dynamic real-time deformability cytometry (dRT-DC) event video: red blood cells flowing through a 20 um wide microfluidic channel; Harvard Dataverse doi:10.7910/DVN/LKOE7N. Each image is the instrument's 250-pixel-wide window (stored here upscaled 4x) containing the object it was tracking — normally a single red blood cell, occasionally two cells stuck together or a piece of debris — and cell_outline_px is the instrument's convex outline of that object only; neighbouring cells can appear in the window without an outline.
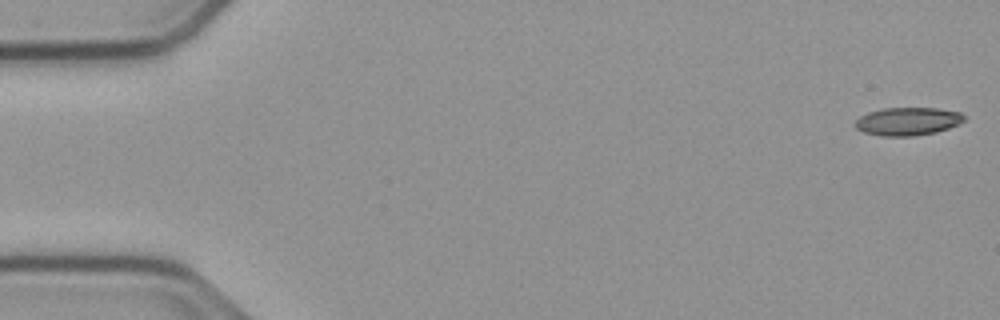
{"species": "common noctule bat (a hibernating species)", "species_latin": "Nyctalus noctula", "temperature_condition": "cold", "stored_images_in_passage": 54, "camera_frame_rate_fps": 3000, "um_per_image_px": 0.085, "animal": {"sex": "male", "body_mass_g": 23.1, "forearm_length_mm": 52.7}, "frame": {"image": 1, "passage_image": 1, "time_ms": 0.0, "image_size_px": [1000, 320], "cell_outline_px": [[964, 120], [960, 124], [936, 132], [912, 136], [880, 136], [864, 132], [856, 128], [856, 120], [860, 116], [868, 112], [880, 108], [936, 108], [960, 112], [964, 116]], "centroid_in_image_um": [77.15, 10.31], "position_along_channel_um": 7.8, "area_um2": 17.8}}
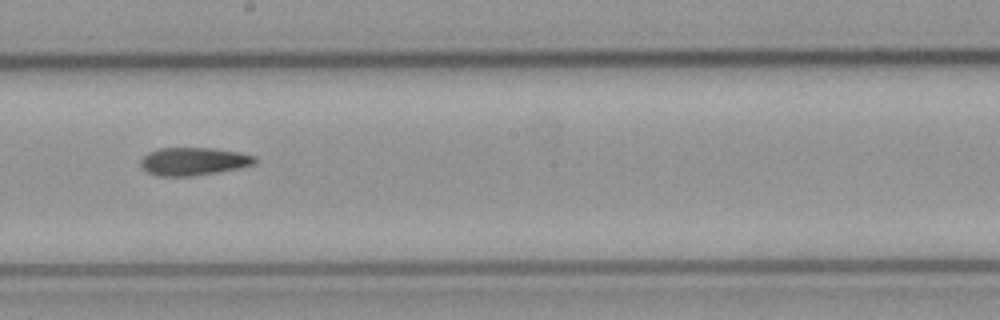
{"frame": {"image": 2, "passage_image": 30, "time_ms": 9.667, "image_size_px": [1000, 320], "cell_outline_px": [[256, 164], [216, 172], [192, 176], [156, 176], [140, 168], [140, 160], [148, 152], [160, 148], [212, 148], [240, 152], [256, 156]], "centroid_in_image_um": [16.42, 13.71], "position_along_channel_um": 231.8, "area_um2": 18.61}}
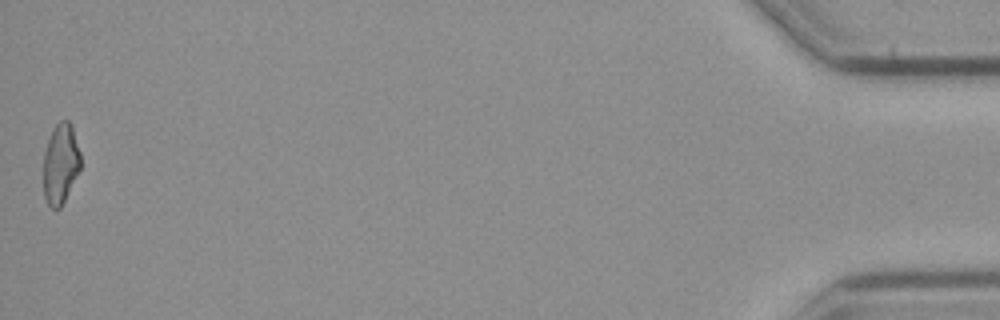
{"frame": {"image": 3, "passage_image": 54, "time_ms": 17.667, "image_size_px": [1000, 320], "cell_outline_px": [[80, 168], [60, 208], [52, 208], [48, 204], [44, 196], [44, 152], [48, 140], [56, 124], [60, 120], [68, 120], [72, 128], [80, 152]], "centroid_in_image_um": [5.14, 13.91], "position_along_channel_um": 430.1, "area_um2": 16.94}, "authors_computed_cell_mechanics": {"area_um2": 18.4382, "velocity_mm_per_s": 3.7805, "shape_relaxation_time_tau1_ms": null, "shape_relaxation_time_tau2_ms": 8.851, "deformation_change_tau1": null, "deformation_change_tau2": 0.2014}}